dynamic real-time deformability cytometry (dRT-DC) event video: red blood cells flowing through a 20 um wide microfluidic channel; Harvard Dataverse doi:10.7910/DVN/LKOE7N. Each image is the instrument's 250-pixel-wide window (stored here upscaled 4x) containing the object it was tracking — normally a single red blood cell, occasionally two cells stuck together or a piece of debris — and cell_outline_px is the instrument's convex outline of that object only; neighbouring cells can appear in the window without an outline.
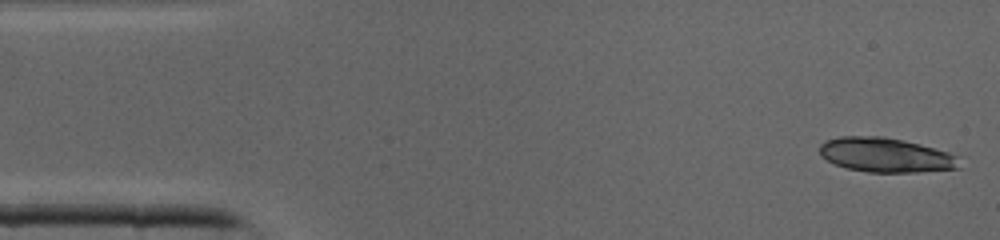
{"species": "common noctule bat (a hibernating species)", "species_latin": "Nyctalus noctula", "temperature_condition": "cold", "stored_images_in_passage": 40, "camera_frame_rate_fps": 3000, "um_per_image_px": 0.085, "animal": {"sex": "male", "body_mass_g": 19.0, "forearm_length_mm": 50.8}, "frame": {"image": 1, "passage_image": 1, "time_ms": 0.0, "image_size_px": [1000, 240], "cell_outline_px": [[960, 168], [916, 172], [868, 172], [848, 168], [836, 164], [820, 156], [820, 144], [824, 140], [840, 136], [884, 136], [920, 144], [948, 152], [956, 156]], "centroid_in_image_um": [75.25, 13.16], "position_along_channel_um": 9.8, "area_um2": 27.92}}
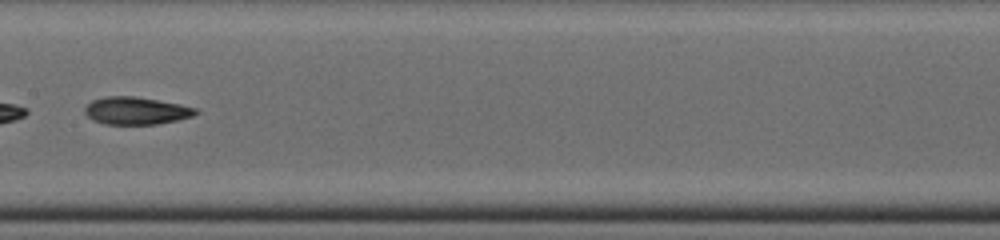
{"frame": {"image": 2, "passage_image": 20, "time_ms": 6.333, "image_size_px": [1000, 240], "cell_outline_px": [[200, 112], [192, 116], [176, 120], [156, 124], [104, 124], [92, 120], [84, 112], [84, 108], [92, 100], [108, 96], [132, 96], [180, 104], [196, 108]], "centroid_in_image_um": [11.55, 9.41], "position_along_channel_um": 195.8, "area_um2": 17.63}}
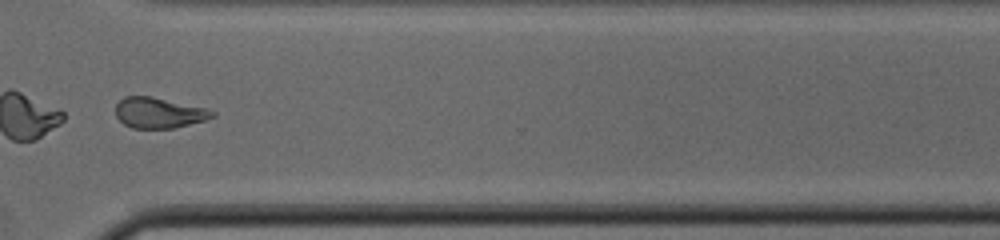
{"frame": {"image": 3, "passage_image": 30, "time_ms": 9.667, "image_size_px": [1000, 240], "cell_outline_px": [[216, 116], [204, 120], [172, 128], [132, 128], [124, 124], [116, 116], [116, 104], [124, 96], [152, 96], [204, 108], [216, 112]], "centroid_in_image_um": [13.48, 9.58], "position_along_channel_um": 357.1, "area_um2": 17.05}}